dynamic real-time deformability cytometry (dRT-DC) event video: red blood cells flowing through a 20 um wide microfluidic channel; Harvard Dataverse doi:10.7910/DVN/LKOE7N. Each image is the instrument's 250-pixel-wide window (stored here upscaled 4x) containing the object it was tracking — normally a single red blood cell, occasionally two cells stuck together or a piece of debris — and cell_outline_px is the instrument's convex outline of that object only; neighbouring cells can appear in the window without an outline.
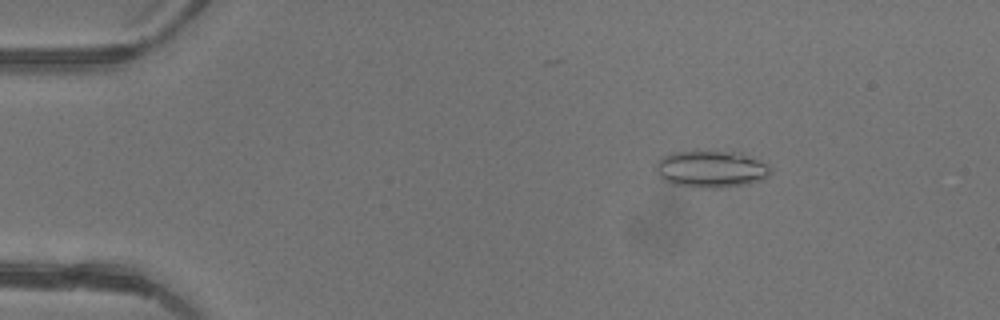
{"species": "common noctule bat (a hibernating species)", "species_latin": "Nyctalus noctula", "temperature_condition": "warm", "stored_images_in_passage": 45, "camera_frame_rate_fps": 3000, "um_per_image_px": 0.085, "animal": {"sex": "female"}, "frame": {"image": 1, "passage_image": 6, "time_ms": 1.667, "image_size_px": [1000, 320], "cell_outline_px": [[772, 172], [764, 180], [748, 184], [720, 188], [700, 188], [672, 184], [664, 180], [656, 172], [656, 164], [664, 156], [672, 152], [744, 152], [768, 164], [772, 168]], "centroid_in_image_um": [60.52, 14.39], "position_along_channel_um": 24.5, "area_um2": 24.91}}
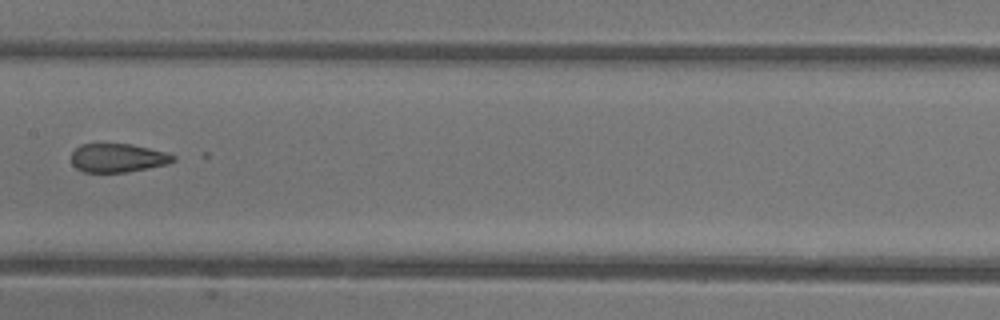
{"frame": {"image": 2, "passage_image": 23, "time_ms": 7.333, "image_size_px": [1000, 320], "cell_outline_px": [[176, 160], [168, 164], [148, 168], [124, 172], [84, 172], [76, 168], [72, 164], [72, 152], [80, 144], [132, 144], [164, 152], [176, 156]], "centroid_in_image_um": [10.01, 13.42], "position_along_channel_um": 197.4, "area_um2": 16.94}}
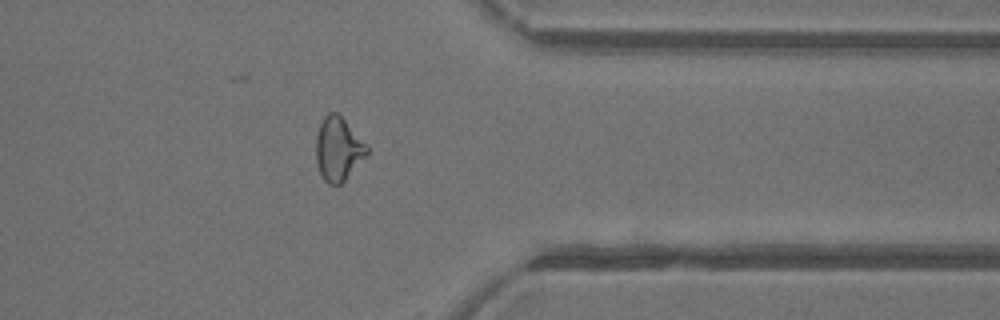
{"frame": {"image": 3, "passage_image": 36, "time_ms": 11.667, "image_size_px": [1000, 320], "cell_outline_px": [[368, 152], [344, 180], [340, 184], [328, 184], [324, 180], [320, 172], [316, 160], [316, 136], [320, 124], [324, 116], [328, 112], [336, 112], [368, 144]], "centroid_in_image_um": [28.73, 12.64], "position_along_channel_um": 382.7, "area_um2": 18.55}, "authors_computed_cell_mechanics": {"area_um2": 18.6694, "velocity_mm_per_s": 4.5332, "shape_relaxation_time_tau1_ms": null, "shape_relaxation_time_tau2_ms": 1.6846, "deformation_change_tau1": null, "deformation_change_tau2": 0.0835}}